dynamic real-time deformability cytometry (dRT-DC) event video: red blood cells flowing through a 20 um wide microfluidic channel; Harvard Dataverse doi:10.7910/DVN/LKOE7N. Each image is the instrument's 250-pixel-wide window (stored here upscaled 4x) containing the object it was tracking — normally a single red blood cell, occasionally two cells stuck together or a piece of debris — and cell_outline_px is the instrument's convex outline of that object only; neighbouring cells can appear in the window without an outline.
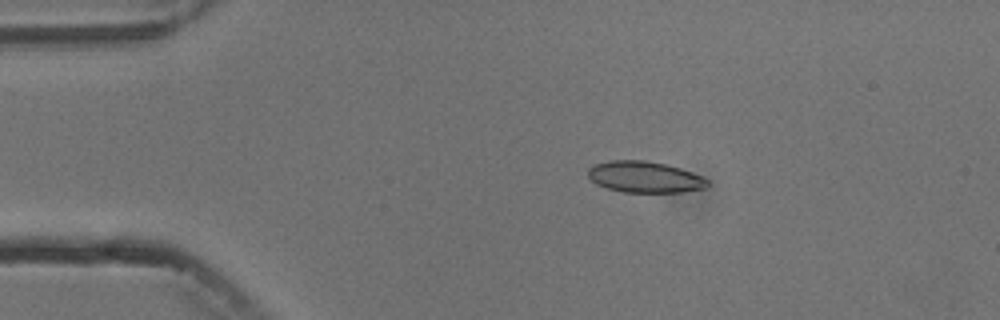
{"species": "common noctule bat (a hibernating species)", "species_latin": "Nyctalus noctula", "temperature_condition": "cold", "stored_images_in_passage": 5, "camera_frame_rate_fps": 3000, "um_per_image_px": 0.085, "animal": {"sex": "male", "body_mass_g": 13.3}, "frame": {"image": 1, "passage_image": 3, "time_ms": 2.333, "image_size_px": [1000, 320], "cell_outline_px": [[708, 184], [704, 188], [680, 192], [624, 192], [608, 188], [596, 184], [588, 176], [588, 168], [596, 164], [608, 160], [644, 160], [664, 164], [680, 168], [692, 172], [708, 180]], "centroid_in_image_um": [54.77, 15.04], "position_along_channel_um": 30.2, "area_um2": 21.56}}